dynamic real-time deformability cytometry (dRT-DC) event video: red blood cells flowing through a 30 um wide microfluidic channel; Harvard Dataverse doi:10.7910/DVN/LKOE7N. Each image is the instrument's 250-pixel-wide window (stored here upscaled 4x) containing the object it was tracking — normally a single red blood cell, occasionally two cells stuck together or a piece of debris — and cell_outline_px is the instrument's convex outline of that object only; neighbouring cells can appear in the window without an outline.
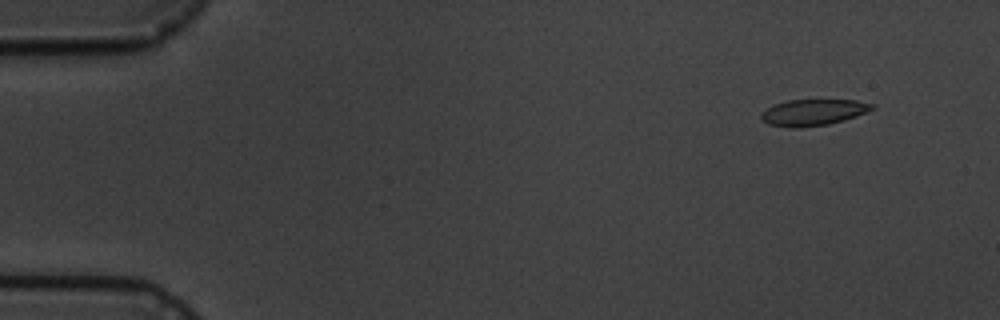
{"species": "common noctule bat (a hibernating species)", "species_latin": "Nyctalus noctula", "temperature_condition": "cold", "stored_images_in_passage": 10, "camera_frame_rate_fps": 3000, "um_per_image_px": 0.085, "animal": {"sex": "male", "body_mass_g": 19.5, "forearm_length_mm": 54.6}, "frame": {"image": 1, "passage_image": 1, "time_ms": 0.0, "image_size_px": [1000, 320], "cell_outline_px": [[876, 104], [872, 108], [856, 116], [844, 120], [828, 124], [800, 128], [792, 128], [768, 124], [760, 116], [772, 104], [788, 100], [856, 100]], "centroid_in_image_um": [69.11, 9.55], "position_along_channel_um": 15.9, "area_um2": 16.82}}
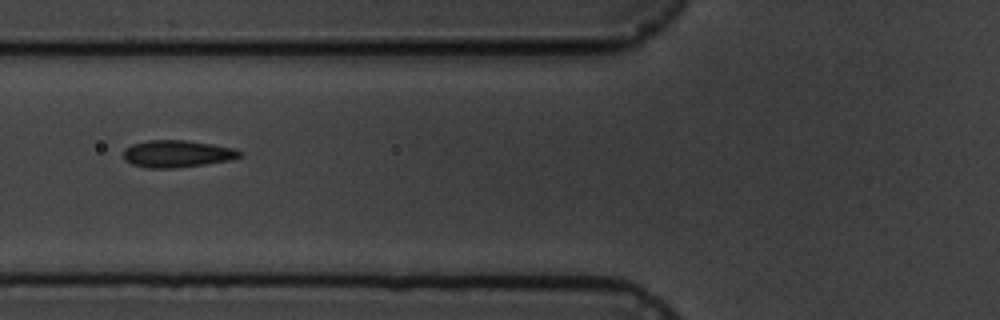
{"frame": {"image": 2, "passage_image": 6, "time_ms": 5.667, "image_size_px": [1000, 320], "cell_outline_px": [[244, 152], [240, 156], [228, 160], [204, 164], [176, 168], [148, 168], [132, 164], [124, 160], [124, 148], [132, 144], [148, 140], [184, 140], [212, 144], [232, 148]], "centroid_in_image_um": [15.02, 13.07], "position_along_channel_um": 110.8, "area_um2": 18.26}}
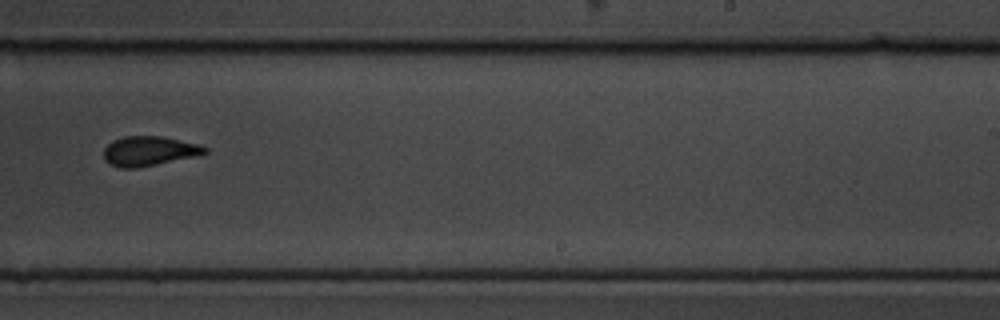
{"frame": {"image": 3, "passage_image": 10, "time_ms": 10.333, "image_size_px": [1000, 320], "cell_outline_px": [[208, 152], [200, 156], [136, 168], [120, 168], [104, 160], [104, 148], [112, 140], [124, 136], [160, 136], [200, 144], [208, 148]], "centroid_in_image_um": [12.71, 12.84], "position_along_channel_um": 276.3, "area_um2": 17.63}}